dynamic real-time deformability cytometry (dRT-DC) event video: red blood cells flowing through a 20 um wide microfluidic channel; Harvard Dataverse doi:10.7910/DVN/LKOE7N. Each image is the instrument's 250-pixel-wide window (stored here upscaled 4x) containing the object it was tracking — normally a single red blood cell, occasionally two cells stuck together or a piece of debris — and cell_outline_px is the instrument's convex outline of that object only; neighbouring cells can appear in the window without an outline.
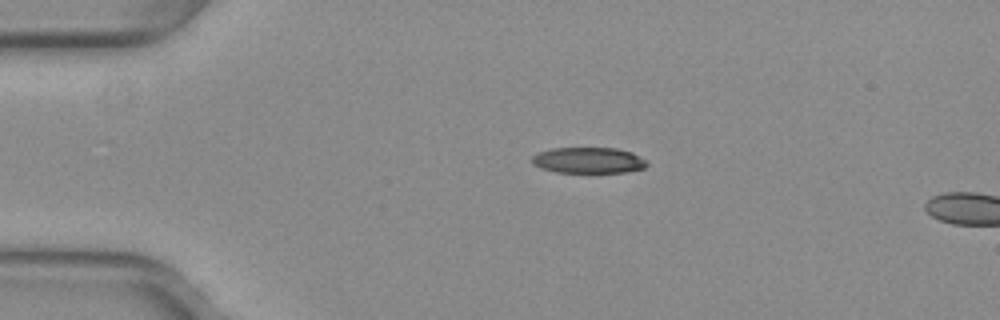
{"species": "common noctule bat (a hibernating species)", "species_latin": "Nyctalus noctula", "temperature_condition": "warm", "stored_images_in_passage": 4, "camera_frame_rate_fps": 3000, "um_per_image_px": 0.085, "animal": {"sex": "female", "body_mass_g": 29.2, "forearm_length_mm": 56.3}, "frame": {"image": 1, "passage_image": 1, "time_ms": 0.0, "image_size_px": [1000, 320], "cell_outline_px": [[648, 164], [644, 168], [624, 172], [556, 172], [540, 168], [532, 164], [532, 156], [540, 152], [552, 148], [616, 148], [632, 152], [648, 160]], "centroid_in_image_um": [50.04, 13.62], "position_along_channel_um": 35.0, "area_um2": 17.4}}